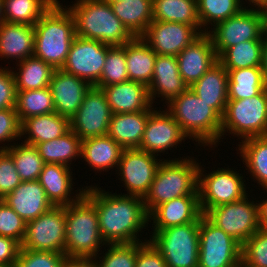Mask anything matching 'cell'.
I'll list each match as a JSON object with an SVG mask.
<instances>
[{
	"label": "cell",
	"mask_w": 267,
	"mask_h": 267,
	"mask_svg": "<svg viewBox=\"0 0 267 267\" xmlns=\"http://www.w3.org/2000/svg\"><path fill=\"white\" fill-rule=\"evenodd\" d=\"M84 195L96 206L106 244L142 242L138 233L151 222L142 197L112 194L96 185L86 186Z\"/></svg>",
	"instance_id": "obj_1"
},
{
	"label": "cell",
	"mask_w": 267,
	"mask_h": 267,
	"mask_svg": "<svg viewBox=\"0 0 267 267\" xmlns=\"http://www.w3.org/2000/svg\"><path fill=\"white\" fill-rule=\"evenodd\" d=\"M56 0L34 25L33 56L61 69L75 38L74 19L66 6Z\"/></svg>",
	"instance_id": "obj_2"
},
{
	"label": "cell",
	"mask_w": 267,
	"mask_h": 267,
	"mask_svg": "<svg viewBox=\"0 0 267 267\" xmlns=\"http://www.w3.org/2000/svg\"><path fill=\"white\" fill-rule=\"evenodd\" d=\"M166 110L189 139L199 146L217 147L221 138L222 117L188 87L167 104ZM203 144V145H202ZM213 145V146H212Z\"/></svg>",
	"instance_id": "obj_3"
},
{
	"label": "cell",
	"mask_w": 267,
	"mask_h": 267,
	"mask_svg": "<svg viewBox=\"0 0 267 267\" xmlns=\"http://www.w3.org/2000/svg\"><path fill=\"white\" fill-rule=\"evenodd\" d=\"M68 10L74 19L76 36L111 46L124 45L134 38L106 2L76 0Z\"/></svg>",
	"instance_id": "obj_4"
},
{
	"label": "cell",
	"mask_w": 267,
	"mask_h": 267,
	"mask_svg": "<svg viewBox=\"0 0 267 267\" xmlns=\"http://www.w3.org/2000/svg\"><path fill=\"white\" fill-rule=\"evenodd\" d=\"M188 157V158H187ZM161 161L148 193L143 198L150 214L158 205L182 196H199V163L187 156Z\"/></svg>",
	"instance_id": "obj_5"
},
{
	"label": "cell",
	"mask_w": 267,
	"mask_h": 267,
	"mask_svg": "<svg viewBox=\"0 0 267 267\" xmlns=\"http://www.w3.org/2000/svg\"><path fill=\"white\" fill-rule=\"evenodd\" d=\"M65 217L67 258H98L100 247L107 244L100 233L96 206L83 195L65 206Z\"/></svg>",
	"instance_id": "obj_6"
},
{
	"label": "cell",
	"mask_w": 267,
	"mask_h": 267,
	"mask_svg": "<svg viewBox=\"0 0 267 267\" xmlns=\"http://www.w3.org/2000/svg\"><path fill=\"white\" fill-rule=\"evenodd\" d=\"M228 132L243 140L267 136V87L258 95L228 100L222 117L221 137Z\"/></svg>",
	"instance_id": "obj_7"
},
{
	"label": "cell",
	"mask_w": 267,
	"mask_h": 267,
	"mask_svg": "<svg viewBox=\"0 0 267 267\" xmlns=\"http://www.w3.org/2000/svg\"><path fill=\"white\" fill-rule=\"evenodd\" d=\"M200 217L185 225L153 231L149 241L162 254L167 267H198Z\"/></svg>",
	"instance_id": "obj_8"
},
{
	"label": "cell",
	"mask_w": 267,
	"mask_h": 267,
	"mask_svg": "<svg viewBox=\"0 0 267 267\" xmlns=\"http://www.w3.org/2000/svg\"><path fill=\"white\" fill-rule=\"evenodd\" d=\"M241 251L238 241L200 216L198 267H241Z\"/></svg>",
	"instance_id": "obj_9"
},
{
	"label": "cell",
	"mask_w": 267,
	"mask_h": 267,
	"mask_svg": "<svg viewBox=\"0 0 267 267\" xmlns=\"http://www.w3.org/2000/svg\"><path fill=\"white\" fill-rule=\"evenodd\" d=\"M225 168L221 167L210 174L203 175L204 169L202 165L199 166L198 193L202 214L213 207L241 200L248 195L243 175L239 174V171L237 173L233 168L232 170L228 167Z\"/></svg>",
	"instance_id": "obj_10"
},
{
	"label": "cell",
	"mask_w": 267,
	"mask_h": 267,
	"mask_svg": "<svg viewBox=\"0 0 267 267\" xmlns=\"http://www.w3.org/2000/svg\"><path fill=\"white\" fill-rule=\"evenodd\" d=\"M246 195L241 200L209 209L204 215L226 234L243 245L259 230L258 203ZM249 199V200H248Z\"/></svg>",
	"instance_id": "obj_11"
},
{
	"label": "cell",
	"mask_w": 267,
	"mask_h": 267,
	"mask_svg": "<svg viewBox=\"0 0 267 267\" xmlns=\"http://www.w3.org/2000/svg\"><path fill=\"white\" fill-rule=\"evenodd\" d=\"M65 206H52L44 214L26 223L21 248L65 254Z\"/></svg>",
	"instance_id": "obj_12"
},
{
	"label": "cell",
	"mask_w": 267,
	"mask_h": 267,
	"mask_svg": "<svg viewBox=\"0 0 267 267\" xmlns=\"http://www.w3.org/2000/svg\"><path fill=\"white\" fill-rule=\"evenodd\" d=\"M212 30V31H211ZM207 34L219 57L227 48L249 40H264L265 29L259 9L243 8L238 14L219 22Z\"/></svg>",
	"instance_id": "obj_13"
},
{
	"label": "cell",
	"mask_w": 267,
	"mask_h": 267,
	"mask_svg": "<svg viewBox=\"0 0 267 267\" xmlns=\"http://www.w3.org/2000/svg\"><path fill=\"white\" fill-rule=\"evenodd\" d=\"M112 111L102 89L92 86L78 111L70 119V129L82 140L105 136Z\"/></svg>",
	"instance_id": "obj_14"
},
{
	"label": "cell",
	"mask_w": 267,
	"mask_h": 267,
	"mask_svg": "<svg viewBox=\"0 0 267 267\" xmlns=\"http://www.w3.org/2000/svg\"><path fill=\"white\" fill-rule=\"evenodd\" d=\"M162 160L138 148L123 149L116 171L127 189V195L144 198Z\"/></svg>",
	"instance_id": "obj_15"
},
{
	"label": "cell",
	"mask_w": 267,
	"mask_h": 267,
	"mask_svg": "<svg viewBox=\"0 0 267 267\" xmlns=\"http://www.w3.org/2000/svg\"><path fill=\"white\" fill-rule=\"evenodd\" d=\"M107 52L108 44L75 36L61 69L95 86L100 80Z\"/></svg>",
	"instance_id": "obj_16"
},
{
	"label": "cell",
	"mask_w": 267,
	"mask_h": 267,
	"mask_svg": "<svg viewBox=\"0 0 267 267\" xmlns=\"http://www.w3.org/2000/svg\"><path fill=\"white\" fill-rule=\"evenodd\" d=\"M201 34L193 25L153 20L141 37L157 55L177 56Z\"/></svg>",
	"instance_id": "obj_17"
},
{
	"label": "cell",
	"mask_w": 267,
	"mask_h": 267,
	"mask_svg": "<svg viewBox=\"0 0 267 267\" xmlns=\"http://www.w3.org/2000/svg\"><path fill=\"white\" fill-rule=\"evenodd\" d=\"M153 110L147 120L145 131L138 149L154 155L172 150L180 144L187 135L172 115L165 109ZM180 142V143H179Z\"/></svg>",
	"instance_id": "obj_18"
},
{
	"label": "cell",
	"mask_w": 267,
	"mask_h": 267,
	"mask_svg": "<svg viewBox=\"0 0 267 267\" xmlns=\"http://www.w3.org/2000/svg\"><path fill=\"white\" fill-rule=\"evenodd\" d=\"M91 87L88 82L79 77L66 73L62 69H55L49 83L55 112L71 119Z\"/></svg>",
	"instance_id": "obj_19"
},
{
	"label": "cell",
	"mask_w": 267,
	"mask_h": 267,
	"mask_svg": "<svg viewBox=\"0 0 267 267\" xmlns=\"http://www.w3.org/2000/svg\"><path fill=\"white\" fill-rule=\"evenodd\" d=\"M176 57L180 75L188 87L218 61L212 39L207 33H202Z\"/></svg>",
	"instance_id": "obj_20"
},
{
	"label": "cell",
	"mask_w": 267,
	"mask_h": 267,
	"mask_svg": "<svg viewBox=\"0 0 267 267\" xmlns=\"http://www.w3.org/2000/svg\"><path fill=\"white\" fill-rule=\"evenodd\" d=\"M71 168L61 164L45 163L40 173L38 181L53 206H67L78 201L85 193L86 187H82L78 190V194L71 196L74 190L73 184H75L72 180Z\"/></svg>",
	"instance_id": "obj_21"
},
{
	"label": "cell",
	"mask_w": 267,
	"mask_h": 267,
	"mask_svg": "<svg viewBox=\"0 0 267 267\" xmlns=\"http://www.w3.org/2000/svg\"><path fill=\"white\" fill-rule=\"evenodd\" d=\"M188 88L179 72L176 56L157 55L150 83L149 96L153 104L156 96L166 100L167 105L172 99ZM164 98V99H163Z\"/></svg>",
	"instance_id": "obj_22"
},
{
	"label": "cell",
	"mask_w": 267,
	"mask_h": 267,
	"mask_svg": "<svg viewBox=\"0 0 267 267\" xmlns=\"http://www.w3.org/2000/svg\"><path fill=\"white\" fill-rule=\"evenodd\" d=\"M202 215L199 196H182L158 205L150 214L153 231L195 222Z\"/></svg>",
	"instance_id": "obj_23"
},
{
	"label": "cell",
	"mask_w": 267,
	"mask_h": 267,
	"mask_svg": "<svg viewBox=\"0 0 267 267\" xmlns=\"http://www.w3.org/2000/svg\"><path fill=\"white\" fill-rule=\"evenodd\" d=\"M4 200L26 223L44 214L53 205L38 180L22 181Z\"/></svg>",
	"instance_id": "obj_24"
},
{
	"label": "cell",
	"mask_w": 267,
	"mask_h": 267,
	"mask_svg": "<svg viewBox=\"0 0 267 267\" xmlns=\"http://www.w3.org/2000/svg\"><path fill=\"white\" fill-rule=\"evenodd\" d=\"M97 88L104 92L112 114L134 113L152 106L148 87L139 82L127 81Z\"/></svg>",
	"instance_id": "obj_25"
},
{
	"label": "cell",
	"mask_w": 267,
	"mask_h": 267,
	"mask_svg": "<svg viewBox=\"0 0 267 267\" xmlns=\"http://www.w3.org/2000/svg\"><path fill=\"white\" fill-rule=\"evenodd\" d=\"M189 88L223 117L228 102V72L219 61Z\"/></svg>",
	"instance_id": "obj_26"
},
{
	"label": "cell",
	"mask_w": 267,
	"mask_h": 267,
	"mask_svg": "<svg viewBox=\"0 0 267 267\" xmlns=\"http://www.w3.org/2000/svg\"><path fill=\"white\" fill-rule=\"evenodd\" d=\"M153 105L148 110L112 114L108 133L123 149L139 148Z\"/></svg>",
	"instance_id": "obj_27"
},
{
	"label": "cell",
	"mask_w": 267,
	"mask_h": 267,
	"mask_svg": "<svg viewBox=\"0 0 267 267\" xmlns=\"http://www.w3.org/2000/svg\"><path fill=\"white\" fill-rule=\"evenodd\" d=\"M34 53V25L2 22L0 24V58L18 63ZM3 58V59H2Z\"/></svg>",
	"instance_id": "obj_28"
},
{
	"label": "cell",
	"mask_w": 267,
	"mask_h": 267,
	"mask_svg": "<svg viewBox=\"0 0 267 267\" xmlns=\"http://www.w3.org/2000/svg\"><path fill=\"white\" fill-rule=\"evenodd\" d=\"M69 130L70 119L56 112L32 116L21 123V137L28 134L23 143L31 146L61 137Z\"/></svg>",
	"instance_id": "obj_29"
},
{
	"label": "cell",
	"mask_w": 267,
	"mask_h": 267,
	"mask_svg": "<svg viewBox=\"0 0 267 267\" xmlns=\"http://www.w3.org/2000/svg\"><path fill=\"white\" fill-rule=\"evenodd\" d=\"M122 151L123 148L110 136H98L81 141L80 158L95 171L107 172L110 168H118Z\"/></svg>",
	"instance_id": "obj_30"
},
{
	"label": "cell",
	"mask_w": 267,
	"mask_h": 267,
	"mask_svg": "<svg viewBox=\"0 0 267 267\" xmlns=\"http://www.w3.org/2000/svg\"><path fill=\"white\" fill-rule=\"evenodd\" d=\"M157 54L142 39L134 37L126 43V68L129 81L149 87Z\"/></svg>",
	"instance_id": "obj_31"
},
{
	"label": "cell",
	"mask_w": 267,
	"mask_h": 267,
	"mask_svg": "<svg viewBox=\"0 0 267 267\" xmlns=\"http://www.w3.org/2000/svg\"><path fill=\"white\" fill-rule=\"evenodd\" d=\"M111 7L134 37H141L153 21V0H124Z\"/></svg>",
	"instance_id": "obj_32"
},
{
	"label": "cell",
	"mask_w": 267,
	"mask_h": 267,
	"mask_svg": "<svg viewBox=\"0 0 267 267\" xmlns=\"http://www.w3.org/2000/svg\"><path fill=\"white\" fill-rule=\"evenodd\" d=\"M225 70L228 72V100L251 98L267 87L261 67Z\"/></svg>",
	"instance_id": "obj_33"
},
{
	"label": "cell",
	"mask_w": 267,
	"mask_h": 267,
	"mask_svg": "<svg viewBox=\"0 0 267 267\" xmlns=\"http://www.w3.org/2000/svg\"><path fill=\"white\" fill-rule=\"evenodd\" d=\"M45 163L71 166L69 162L80 157L81 139L70 129L67 133L34 146Z\"/></svg>",
	"instance_id": "obj_34"
},
{
	"label": "cell",
	"mask_w": 267,
	"mask_h": 267,
	"mask_svg": "<svg viewBox=\"0 0 267 267\" xmlns=\"http://www.w3.org/2000/svg\"><path fill=\"white\" fill-rule=\"evenodd\" d=\"M153 20L193 25L204 33L196 0H153Z\"/></svg>",
	"instance_id": "obj_35"
},
{
	"label": "cell",
	"mask_w": 267,
	"mask_h": 267,
	"mask_svg": "<svg viewBox=\"0 0 267 267\" xmlns=\"http://www.w3.org/2000/svg\"><path fill=\"white\" fill-rule=\"evenodd\" d=\"M19 72L12 70L15 77L16 91L36 90L49 87L55 69L43 60L30 56L16 62Z\"/></svg>",
	"instance_id": "obj_36"
},
{
	"label": "cell",
	"mask_w": 267,
	"mask_h": 267,
	"mask_svg": "<svg viewBox=\"0 0 267 267\" xmlns=\"http://www.w3.org/2000/svg\"><path fill=\"white\" fill-rule=\"evenodd\" d=\"M238 145L243 164L247 172L252 175L253 181L267 189V136L251 137L241 140Z\"/></svg>",
	"instance_id": "obj_37"
},
{
	"label": "cell",
	"mask_w": 267,
	"mask_h": 267,
	"mask_svg": "<svg viewBox=\"0 0 267 267\" xmlns=\"http://www.w3.org/2000/svg\"><path fill=\"white\" fill-rule=\"evenodd\" d=\"M264 40H249L227 48L218 61L225 69L261 67Z\"/></svg>",
	"instance_id": "obj_38"
},
{
	"label": "cell",
	"mask_w": 267,
	"mask_h": 267,
	"mask_svg": "<svg viewBox=\"0 0 267 267\" xmlns=\"http://www.w3.org/2000/svg\"><path fill=\"white\" fill-rule=\"evenodd\" d=\"M15 110L20 123L32 116L55 112L50 88L16 91Z\"/></svg>",
	"instance_id": "obj_39"
},
{
	"label": "cell",
	"mask_w": 267,
	"mask_h": 267,
	"mask_svg": "<svg viewBox=\"0 0 267 267\" xmlns=\"http://www.w3.org/2000/svg\"><path fill=\"white\" fill-rule=\"evenodd\" d=\"M13 144L2 145L0 149H5L11 155L21 180H38L45 165L38 150L34 146L25 143Z\"/></svg>",
	"instance_id": "obj_40"
},
{
	"label": "cell",
	"mask_w": 267,
	"mask_h": 267,
	"mask_svg": "<svg viewBox=\"0 0 267 267\" xmlns=\"http://www.w3.org/2000/svg\"><path fill=\"white\" fill-rule=\"evenodd\" d=\"M56 0H4V21L35 25Z\"/></svg>",
	"instance_id": "obj_41"
},
{
	"label": "cell",
	"mask_w": 267,
	"mask_h": 267,
	"mask_svg": "<svg viewBox=\"0 0 267 267\" xmlns=\"http://www.w3.org/2000/svg\"><path fill=\"white\" fill-rule=\"evenodd\" d=\"M198 17L204 33L208 32L209 25L215 26L238 14L243 8L240 0H198ZM207 27V29H206Z\"/></svg>",
	"instance_id": "obj_42"
},
{
	"label": "cell",
	"mask_w": 267,
	"mask_h": 267,
	"mask_svg": "<svg viewBox=\"0 0 267 267\" xmlns=\"http://www.w3.org/2000/svg\"><path fill=\"white\" fill-rule=\"evenodd\" d=\"M129 81L126 68V44L108 45V52L100 80L94 87H106Z\"/></svg>",
	"instance_id": "obj_43"
},
{
	"label": "cell",
	"mask_w": 267,
	"mask_h": 267,
	"mask_svg": "<svg viewBox=\"0 0 267 267\" xmlns=\"http://www.w3.org/2000/svg\"><path fill=\"white\" fill-rule=\"evenodd\" d=\"M241 267H267V229L260 228L242 245Z\"/></svg>",
	"instance_id": "obj_44"
},
{
	"label": "cell",
	"mask_w": 267,
	"mask_h": 267,
	"mask_svg": "<svg viewBox=\"0 0 267 267\" xmlns=\"http://www.w3.org/2000/svg\"><path fill=\"white\" fill-rule=\"evenodd\" d=\"M107 246H109L107 251L98 258L99 260L97 257L94 258L97 261L98 267H135L138 242L107 244Z\"/></svg>",
	"instance_id": "obj_45"
},
{
	"label": "cell",
	"mask_w": 267,
	"mask_h": 267,
	"mask_svg": "<svg viewBox=\"0 0 267 267\" xmlns=\"http://www.w3.org/2000/svg\"><path fill=\"white\" fill-rule=\"evenodd\" d=\"M66 260L64 253L20 248L13 267H65Z\"/></svg>",
	"instance_id": "obj_46"
},
{
	"label": "cell",
	"mask_w": 267,
	"mask_h": 267,
	"mask_svg": "<svg viewBox=\"0 0 267 267\" xmlns=\"http://www.w3.org/2000/svg\"><path fill=\"white\" fill-rule=\"evenodd\" d=\"M26 222L2 199H0V235L22 244Z\"/></svg>",
	"instance_id": "obj_47"
},
{
	"label": "cell",
	"mask_w": 267,
	"mask_h": 267,
	"mask_svg": "<svg viewBox=\"0 0 267 267\" xmlns=\"http://www.w3.org/2000/svg\"><path fill=\"white\" fill-rule=\"evenodd\" d=\"M22 182L11 155L0 149V199L5 198Z\"/></svg>",
	"instance_id": "obj_48"
},
{
	"label": "cell",
	"mask_w": 267,
	"mask_h": 267,
	"mask_svg": "<svg viewBox=\"0 0 267 267\" xmlns=\"http://www.w3.org/2000/svg\"><path fill=\"white\" fill-rule=\"evenodd\" d=\"M18 138L21 140V123L15 108L0 110V143L14 142Z\"/></svg>",
	"instance_id": "obj_49"
},
{
	"label": "cell",
	"mask_w": 267,
	"mask_h": 267,
	"mask_svg": "<svg viewBox=\"0 0 267 267\" xmlns=\"http://www.w3.org/2000/svg\"><path fill=\"white\" fill-rule=\"evenodd\" d=\"M16 85L12 69L0 67V110L15 108Z\"/></svg>",
	"instance_id": "obj_50"
},
{
	"label": "cell",
	"mask_w": 267,
	"mask_h": 267,
	"mask_svg": "<svg viewBox=\"0 0 267 267\" xmlns=\"http://www.w3.org/2000/svg\"><path fill=\"white\" fill-rule=\"evenodd\" d=\"M135 267H167L162 254L149 240L138 242V252Z\"/></svg>",
	"instance_id": "obj_51"
},
{
	"label": "cell",
	"mask_w": 267,
	"mask_h": 267,
	"mask_svg": "<svg viewBox=\"0 0 267 267\" xmlns=\"http://www.w3.org/2000/svg\"><path fill=\"white\" fill-rule=\"evenodd\" d=\"M21 245L12 238L0 235V267H13Z\"/></svg>",
	"instance_id": "obj_52"
},
{
	"label": "cell",
	"mask_w": 267,
	"mask_h": 267,
	"mask_svg": "<svg viewBox=\"0 0 267 267\" xmlns=\"http://www.w3.org/2000/svg\"><path fill=\"white\" fill-rule=\"evenodd\" d=\"M65 267H98L94 258H67Z\"/></svg>",
	"instance_id": "obj_53"
},
{
	"label": "cell",
	"mask_w": 267,
	"mask_h": 267,
	"mask_svg": "<svg viewBox=\"0 0 267 267\" xmlns=\"http://www.w3.org/2000/svg\"><path fill=\"white\" fill-rule=\"evenodd\" d=\"M258 213L260 227L267 229V199H263L258 203Z\"/></svg>",
	"instance_id": "obj_54"
},
{
	"label": "cell",
	"mask_w": 267,
	"mask_h": 267,
	"mask_svg": "<svg viewBox=\"0 0 267 267\" xmlns=\"http://www.w3.org/2000/svg\"><path fill=\"white\" fill-rule=\"evenodd\" d=\"M261 68L263 70L264 77L267 81V36L264 34L263 52Z\"/></svg>",
	"instance_id": "obj_55"
},
{
	"label": "cell",
	"mask_w": 267,
	"mask_h": 267,
	"mask_svg": "<svg viewBox=\"0 0 267 267\" xmlns=\"http://www.w3.org/2000/svg\"><path fill=\"white\" fill-rule=\"evenodd\" d=\"M246 2H247V0H245ZM267 0H248V4L249 5H251V9H252V7H254V9L256 8V9H260L261 8V6L266 2ZM240 2H241V4H242V6H244L243 4H245L244 3V1L243 0H240ZM243 2V3H242ZM250 2V3H249ZM255 5V6H254Z\"/></svg>",
	"instance_id": "obj_56"
},
{
	"label": "cell",
	"mask_w": 267,
	"mask_h": 267,
	"mask_svg": "<svg viewBox=\"0 0 267 267\" xmlns=\"http://www.w3.org/2000/svg\"><path fill=\"white\" fill-rule=\"evenodd\" d=\"M259 11L261 13L263 27L265 29L267 27V1L261 6Z\"/></svg>",
	"instance_id": "obj_57"
},
{
	"label": "cell",
	"mask_w": 267,
	"mask_h": 267,
	"mask_svg": "<svg viewBox=\"0 0 267 267\" xmlns=\"http://www.w3.org/2000/svg\"><path fill=\"white\" fill-rule=\"evenodd\" d=\"M4 0H0V24L4 22Z\"/></svg>",
	"instance_id": "obj_58"
},
{
	"label": "cell",
	"mask_w": 267,
	"mask_h": 267,
	"mask_svg": "<svg viewBox=\"0 0 267 267\" xmlns=\"http://www.w3.org/2000/svg\"><path fill=\"white\" fill-rule=\"evenodd\" d=\"M103 2H106L107 4H113L115 2H123L124 0H101Z\"/></svg>",
	"instance_id": "obj_59"
},
{
	"label": "cell",
	"mask_w": 267,
	"mask_h": 267,
	"mask_svg": "<svg viewBox=\"0 0 267 267\" xmlns=\"http://www.w3.org/2000/svg\"><path fill=\"white\" fill-rule=\"evenodd\" d=\"M265 35L267 36V27L265 28Z\"/></svg>",
	"instance_id": "obj_60"
}]
</instances>
